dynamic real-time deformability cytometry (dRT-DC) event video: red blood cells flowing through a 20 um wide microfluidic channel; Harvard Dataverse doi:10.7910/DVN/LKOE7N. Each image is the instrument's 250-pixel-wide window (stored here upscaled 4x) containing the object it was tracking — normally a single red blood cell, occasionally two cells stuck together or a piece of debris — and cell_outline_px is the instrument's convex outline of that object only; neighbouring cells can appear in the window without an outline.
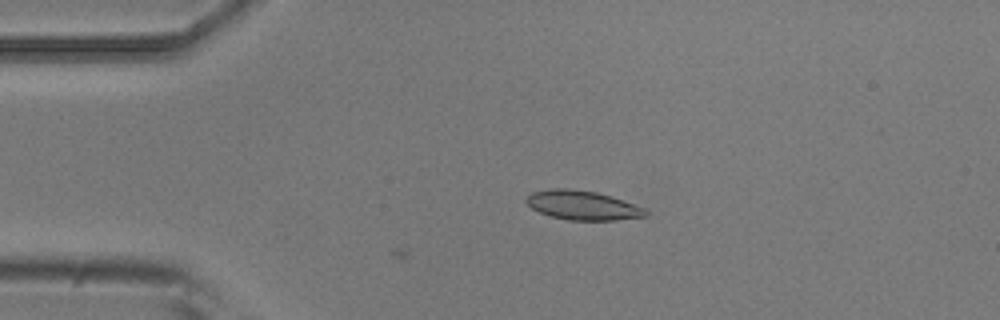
{"species": "common noctule bat (a hibernating species)", "species_latin": "Nyctalus noctula", "temperature_condition": "room temperature", "stored_images_in_passage": 2, "camera_frame_rate_fps": 3000, "um_per_image_px": 0.085, "animal": {"sex": "male", "body_mass_g": 20.5, "forearm_length_mm": 52.5}, "frame": {"image": 1, "passage_image": 1, "time_ms": 0.0, "image_size_px": [1000, 320], "cell_outline_px": [[648, 216], [616, 220], [568, 220], [552, 216], [540, 212], [532, 208], [524, 200], [532, 192], [552, 188], [568, 188], [596, 192], [644, 208], [648, 212]], "centroid_in_image_um": [49.49, 17.45], "position_along_channel_um": 35.5, "area_um2": 20.0}}